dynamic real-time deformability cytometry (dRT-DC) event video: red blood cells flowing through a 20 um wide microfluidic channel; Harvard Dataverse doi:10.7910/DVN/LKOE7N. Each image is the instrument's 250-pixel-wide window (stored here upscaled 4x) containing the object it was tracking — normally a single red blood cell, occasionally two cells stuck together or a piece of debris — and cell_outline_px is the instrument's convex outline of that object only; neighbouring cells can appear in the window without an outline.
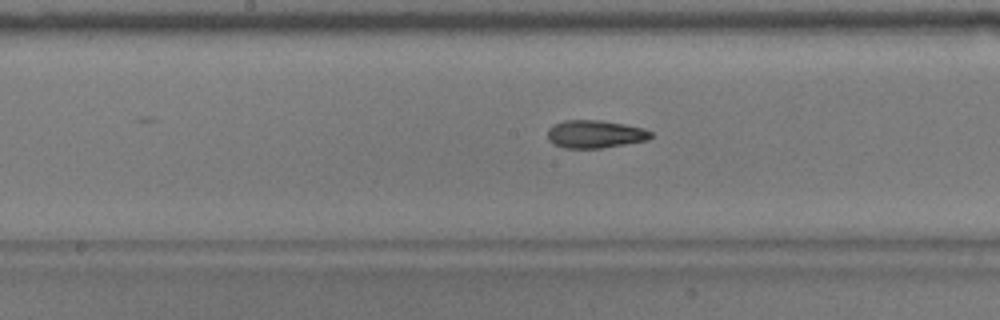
{"species": "common noctule bat (a hibernating species)", "species_latin": "Nyctalus noctula", "temperature_condition": "warm", "stored_images_in_passage": 36, "camera_frame_rate_fps": 3000, "um_per_image_px": 0.085, "animal": {"sex": "male", "body_mass_g": 17.9}, "frame": {"image": 1, "passage_image": 13, "time_ms": 4.0, "image_size_px": [1000, 320], "cell_outline_px": [[652, 136], [648, 140], [600, 148], [564, 148], [552, 144], [548, 140], [548, 128], [564, 120], [600, 120], [624, 124], [644, 128], [652, 132]], "centroid_in_image_um": [50.57, 11.4], "position_along_channel_um": 197.6, "area_um2": 16.76}}
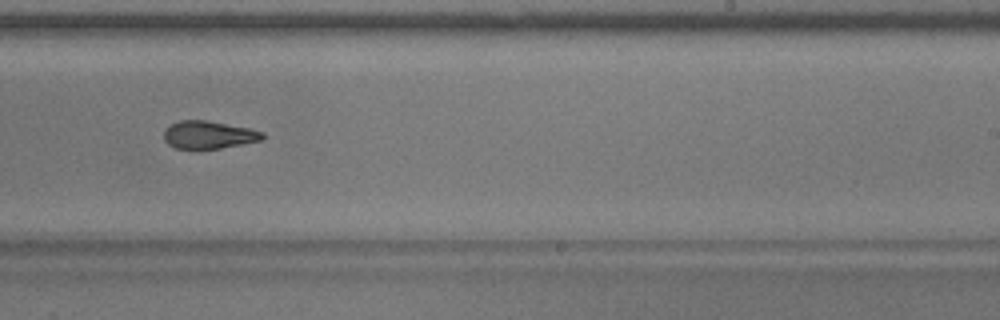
{"frame": {"image": 2, "passage_image": 19, "time_ms": 6.0, "image_size_px": [1000, 320], "cell_outline_px": [[264, 140], [220, 148], [176, 148], [168, 144], [164, 140], [164, 132], [172, 124], [180, 120], [204, 120], [248, 128], [264, 132]], "centroid_in_image_um": [17.76, 11.46], "position_along_channel_um": 271.2, "area_um2": 15.66}}
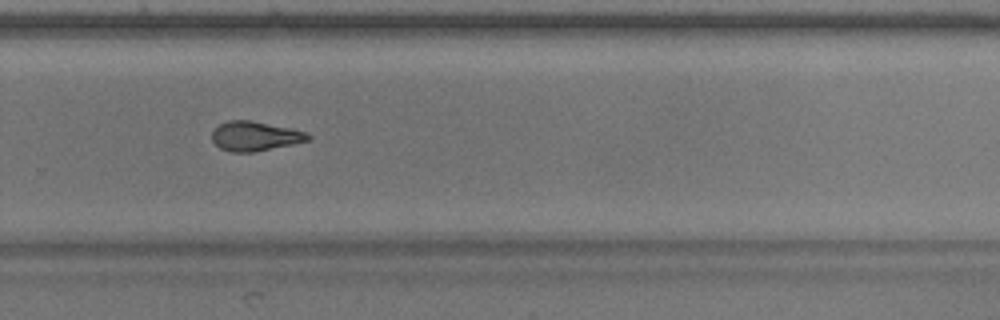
{"frame": {"image": 3, "passage_image": 22, "time_ms": 7.0, "image_size_px": [1000, 320], "cell_outline_px": [[312, 136], [308, 140], [292, 144], [252, 152], [228, 152], [220, 148], [212, 140], [212, 132], [220, 124], [228, 120], [252, 120], [308, 132]], "centroid_in_image_um": [21.67, 11.57], "position_along_channel_um": 308.1, "area_um2": 16.42}, "authors_computed_cell_mechanics": {"area_um2": 16.8776, "velocity_mm_per_s": 3.6994, "shape_relaxation_time_tau1_ms": 8.7401, "shape_relaxation_time_tau2_ms": 2.6677, "deformation_change_tau1": 0.2063, "deformation_change_tau2": 0.1133}}